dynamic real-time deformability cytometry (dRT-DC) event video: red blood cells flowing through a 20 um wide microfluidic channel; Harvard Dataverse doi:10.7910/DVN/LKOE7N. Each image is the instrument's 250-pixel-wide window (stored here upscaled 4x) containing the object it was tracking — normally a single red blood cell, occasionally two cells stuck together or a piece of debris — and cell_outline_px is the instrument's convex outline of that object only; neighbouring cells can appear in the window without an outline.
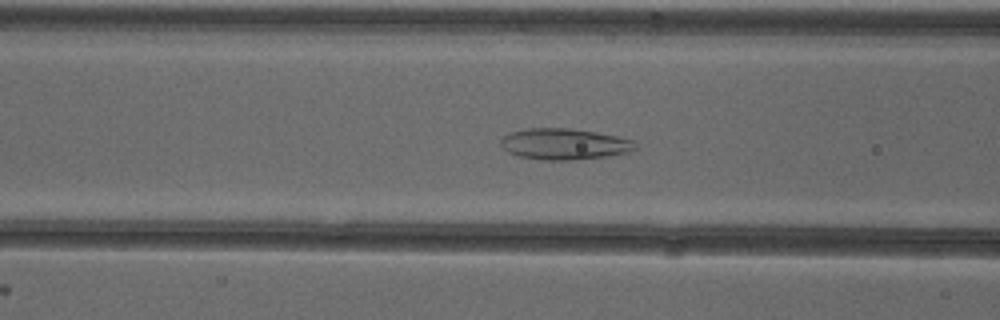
{"species": "common noctule bat (a hibernating species)", "species_latin": "Nyctalus noctula", "temperature_condition": "cold", "stored_images_in_passage": 53, "camera_frame_rate_fps": 3000, "um_per_image_px": 0.085, "animal": {"sex": "female"}, "frame": {"image": 1, "passage_image": 22, "time_ms": 7.0, "image_size_px": [1000, 320], "cell_outline_px": [[636, 148], [628, 152], [608, 156], [572, 160], [540, 160], [516, 156], [508, 152], [500, 144], [500, 140], [508, 132], [528, 128], [568, 128], [596, 132], [636, 140]], "centroid_in_image_um": [47.94, 12.24], "position_along_channel_um": 118.7, "area_um2": 24.62}}
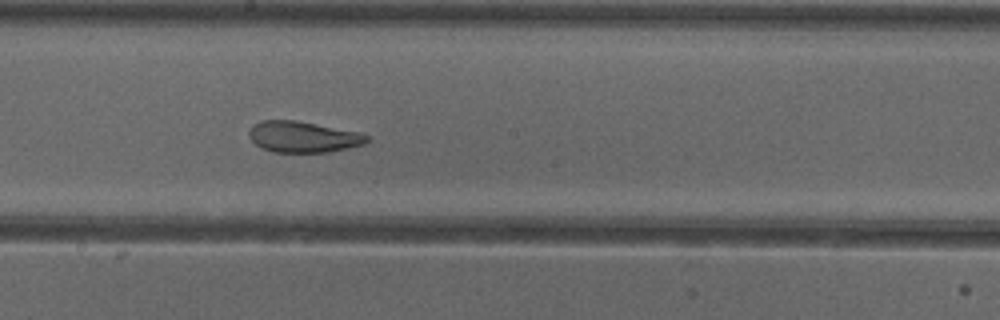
{"frame": {"image": 2, "passage_image": 30, "time_ms": 9.667, "image_size_px": [1000, 320], "cell_outline_px": [[372, 140], [364, 144], [348, 148], [328, 152], [272, 152], [256, 144], [248, 136], [248, 132], [252, 124], [260, 120], [296, 120], [356, 132], [372, 136]], "centroid_in_image_um": [25.76, 11.63], "position_along_channel_um": 222.4, "area_um2": 21.39}}
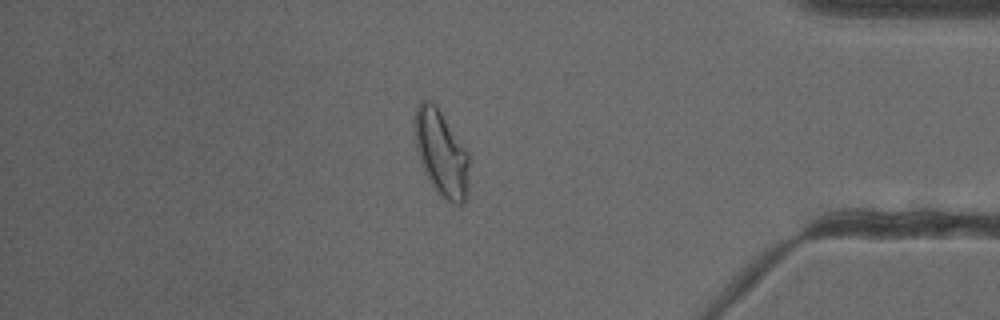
{"frame": {"image": 3, "passage_image": 46, "time_ms": 15.0, "image_size_px": [1000, 320], "cell_outline_px": [[468, 200], [464, 204], [452, 204], [436, 192], [424, 172], [416, 148], [416, 108], [420, 100], [428, 100], [440, 112], [468, 152]], "centroid_in_image_um": [37.54, 13.12], "position_along_channel_um": 397.7, "area_um2": 26.76}, "authors_computed_cell_mechanics": {"area_um2": 26.7614, "velocity_mm_per_s": 3.8777, "shape_relaxation_time_tau1_ms": null, "shape_relaxation_time_tau2_ms": 1.512, "deformation_change_tau1": null, "deformation_change_tau2": 0.0894}}